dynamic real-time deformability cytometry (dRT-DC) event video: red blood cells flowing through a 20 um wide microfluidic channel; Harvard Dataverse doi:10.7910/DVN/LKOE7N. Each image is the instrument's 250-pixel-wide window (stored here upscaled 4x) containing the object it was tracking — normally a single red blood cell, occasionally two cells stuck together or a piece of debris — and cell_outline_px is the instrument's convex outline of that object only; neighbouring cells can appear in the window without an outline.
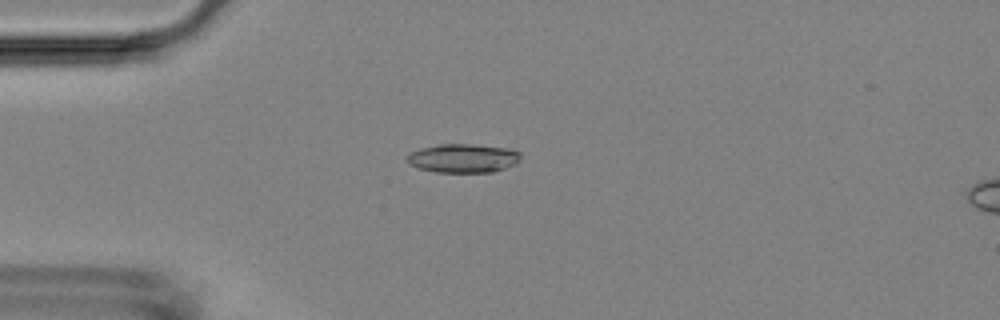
{"species": "Egyptian fruit bat (a non-hibernating species)", "species_latin": "Rousettus aegyptiacus", "temperature_condition": "room temperature", "stored_images_in_passage": 42, "camera_frame_rate_fps": 3000, "um_per_image_px": 0.085, "animal": {"sex": "female"}, "frame": {"image": 1, "passage_image": 14, "time_ms": 4.333, "image_size_px": [1000, 320], "cell_outline_px": [[520, 160], [516, 164], [492, 172], [436, 172], [416, 168], [408, 164], [404, 156], [420, 148], [436, 144], [472, 144], [512, 148], [520, 152]], "centroid_in_image_um": [39.34, 13.44], "position_along_channel_um": 45.7, "area_um2": 19.42}}
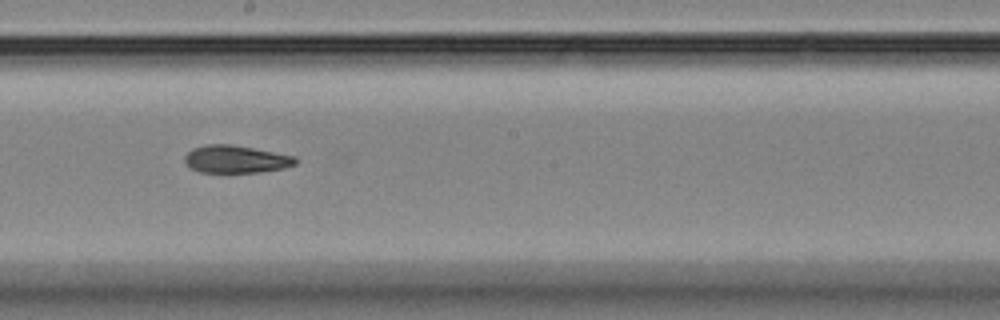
{"frame": {"image": 2, "passage_image": 30, "time_ms": 9.667, "image_size_px": [1000, 320], "cell_outline_px": [[296, 164], [284, 168], [260, 172], [200, 172], [188, 168], [184, 164], [184, 156], [192, 148], [204, 144], [232, 144], [296, 156]], "centroid_in_image_um": [20.0, 13.53], "position_along_channel_um": 228.2, "area_um2": 18.03}}
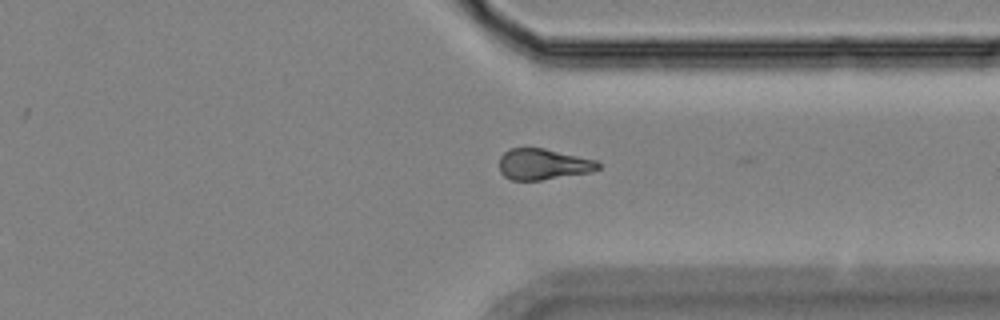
{"frame": {"image": 3, "passage_image": 41, "time_ms": 13.333, "image_size_px": [1000, 320], "cell_outline_px": [[600, 168], [592, 172], [540, 180], [512, 180], [504, 176], [500, 172], [500, 156], [508, 148], [544, 148], [596, 160], [600, 164]], "centroid_in_image_um": [46.16, 13.96], "position_along_channel_um": 365.2, "area_um2": 17.86}}